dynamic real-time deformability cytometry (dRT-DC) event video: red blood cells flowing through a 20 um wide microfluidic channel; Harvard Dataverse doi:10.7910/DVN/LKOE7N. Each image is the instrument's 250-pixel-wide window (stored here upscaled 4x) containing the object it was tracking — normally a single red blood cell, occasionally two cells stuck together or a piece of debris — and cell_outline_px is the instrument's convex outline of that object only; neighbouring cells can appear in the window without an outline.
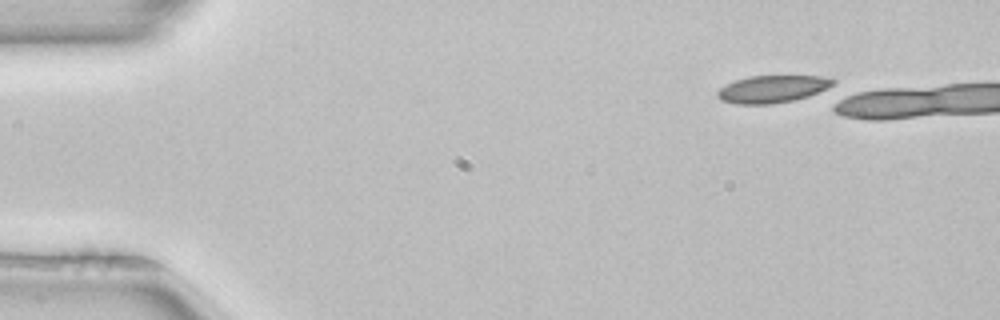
{"species": "common noctule bat (a hibernating species)", "species_latin": "Nyctalus noctula", "temperature_condition": "room temperature", "stored_images_in_passage": 1, "camera_frame_rate_fps": 3000, "um_per_image_px": 0.085, "animal": {"sex": "female", "body_mass_g": 22.7, "forearm_length_mm": 54.2}, "frame": {"image": 1, "passage_image": 1, "time_ms": 0.0, "image_size_px": [1000, 320], "cell_outline_px": [[836, 80], [832, 84], [808, 96], [792, 100], [772, 104], [736, 104], [720, 100], [716, 96], [716, 92], [720, 88], [736, 80], [748, 76], [820, 76]], "centroid_in_image_um": [65.57, 7.57], "position_along_channel_um": 19.4, "area_um2": 18.09}}